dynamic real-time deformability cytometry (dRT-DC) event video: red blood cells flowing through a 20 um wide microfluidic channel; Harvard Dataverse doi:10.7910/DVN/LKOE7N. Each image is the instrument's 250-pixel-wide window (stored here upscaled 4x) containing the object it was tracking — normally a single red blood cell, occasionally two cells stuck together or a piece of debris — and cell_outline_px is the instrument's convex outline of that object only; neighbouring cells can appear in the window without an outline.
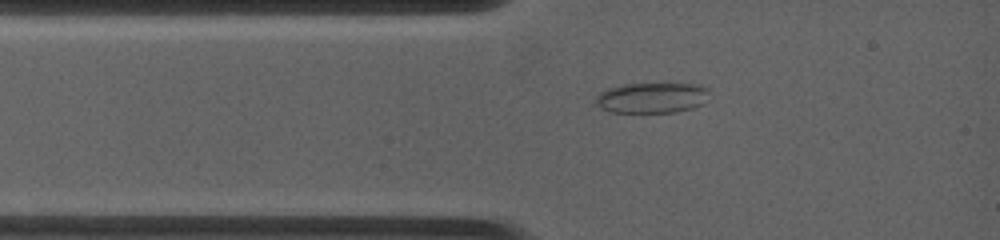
{"species": "common noctule bat (a hibernating species)", "species_latin": "Nyctalus noctula", "temperature_condition": "warm", "stored_images_in_passage": 11, "camera_frame_rate_fps": 4500, "um_per_image_px": 0.085, "animal": {"sex": "female", "body_mass_g": 19.0, "forearm_length_mm": 53.3}, "frame": {"image": 1, "passage_image": 4, "time_ms": 1.333, "image_size_px": [1000, 240], "cell_outline_px": [[708, 100], [704, 104], [692, 108], [676, 112], [608, 112], [600, 108], [596, 104], [596, 96], [600, 92], [608, 88], [620, 84], [664, 80], [700, 84], [708, 88]], "centroid_in_image_um": [55.46, 8.24], "position_along_channel_um": 29.5, "area_um2": 21.56}}
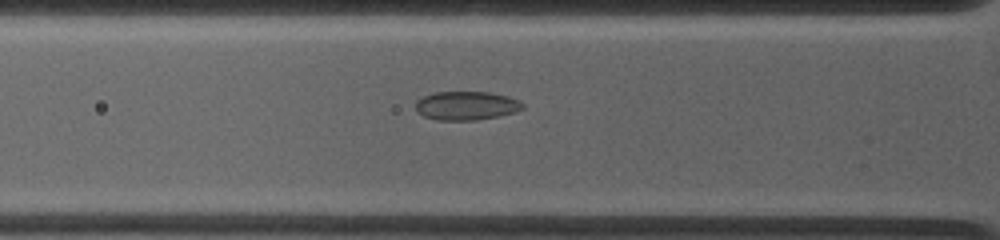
{"frame": {"image": 2, "passage_image": 8, "time_ms": 2.889, "image_size_px": [1000, 240], "cell_outline_px": [[524, 108], [516, 112], [500, 116], [476, 120], [436, 120], [424, 116], [416, 112], [416, 100], [424, 96], [436, 92], [488, 92], [508, 96], [520, 100], [524, 104]], "centroid_in_image_um": [39.66, 8.99], "position_along_channel_um": 86.1, "area_um2": 18.09}}
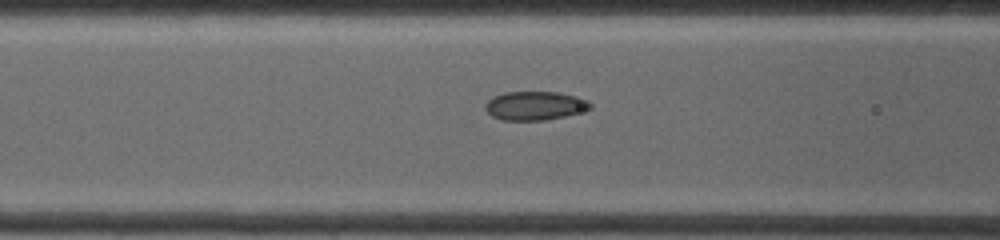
{"frame": {"image": 3, "passage_image": 10, "time_ms": 3.778, "image_size_px": [1000, 240], "cell_outline_px": [[592, 108], [564, 116], [544, 120], [500, 120], [492, 116], [484, 108], [484, 104], [492, 96], [504, 92], [556, 92], [576, 96], [588, 100], [592, 104]], "centroid_in_image_um": [45.43, 8.98], "position_along_channel_um": 121.2, "area_um2": 17.63}}